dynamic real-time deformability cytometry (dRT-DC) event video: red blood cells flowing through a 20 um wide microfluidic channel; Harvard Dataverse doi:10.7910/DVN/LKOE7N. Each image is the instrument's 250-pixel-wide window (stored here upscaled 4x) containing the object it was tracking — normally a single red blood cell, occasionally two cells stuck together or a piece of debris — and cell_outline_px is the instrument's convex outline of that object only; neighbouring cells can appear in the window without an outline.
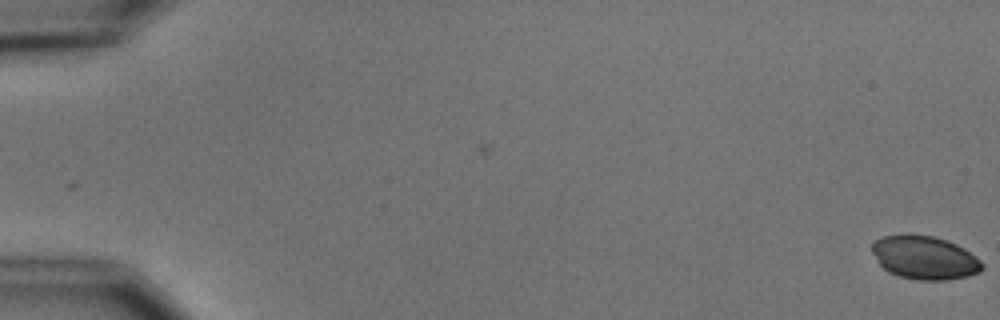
{"species": "common noctule bat (a hibernating species)", "species_latin": "Nyctalus noctula", "temperature_condition": "cold", "stored_images_in_passage": 2, "camera_frame_rate_fps": 3000, "um_per_image_px": 0.085, "animal": {"sex": "male", "body_mass_g": 15.6}, "frame": {"image": 1, "passage_image": 2, "time_ms": 1.333, "image_size_px": [1000, 320], "cell_outline_px": [[984, 268], [980, 272], [968, 276], [944, 280], [916, 280], [900, 276], [888, 272], [880, 264], [872, 252], [872, 244], [880, 236], [908, 232], [932, 236], [956, 244], [964, 248], [980, 260], [984, 264]], "centroid_in_image_um": [78.58, 21.88], "position_along_channel_um": 6.4, "area_um2": 28.15}}